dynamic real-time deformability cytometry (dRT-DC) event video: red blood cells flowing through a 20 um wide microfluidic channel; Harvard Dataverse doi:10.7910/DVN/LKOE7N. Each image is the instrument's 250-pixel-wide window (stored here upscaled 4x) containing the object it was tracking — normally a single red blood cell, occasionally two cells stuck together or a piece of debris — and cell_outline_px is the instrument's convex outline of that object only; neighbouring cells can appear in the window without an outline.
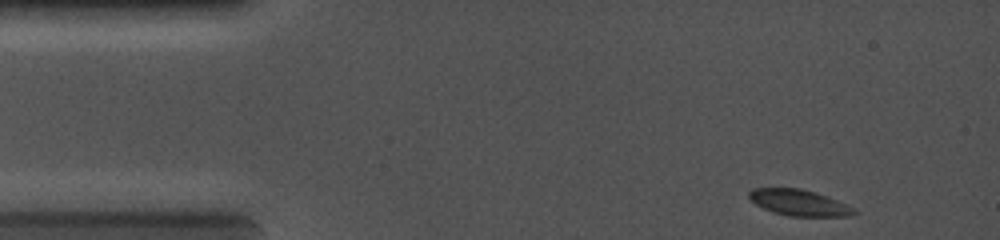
{"species": "common noctule bat (a hibernating species)", "species_latin": "Nyctalus noctula", "temperature_condition": "cold", "stored_images_in_passage": 7, "camera_frame_rate_fps": 5000, "um_per_image_px": 0.085, "animal": {"sex": "female", "body_mass_g": 19.0, "forearm_length_mm": 56.7}, "frame": {"image": 1, "passage_image": 1, "time_ms": 0.0, "image_size_px": [1000, 240], "cell_outline_px": [[860, 212], [848, 216], [788, 216], [772, 212], [756, 204], [748, 196], [748, 192], [752, 188], [800, 188], [816, 192], [828, 196]], "centroid_in_image_um": [67.9, 17.22], "position_along_channel_um": 17.1, "area_um2": 15.9}}
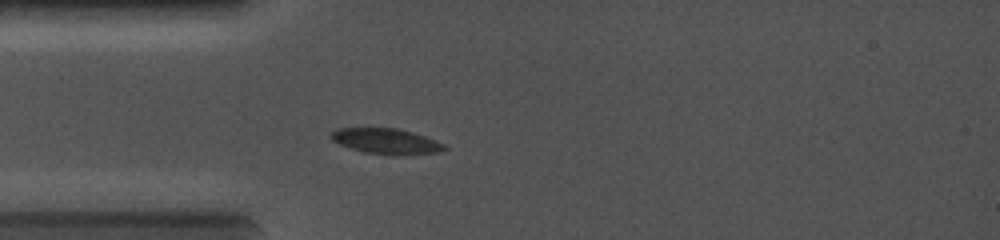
{"frame": {"image": 2, "passage_image": 5, "time_ms": 2.4, "image_size_px": [1000, 240], "cell_outline_px": [[448, 148], [440, 152], [396, 156], [364, 152], [340, 144], [332, 140], [328, 136], [336, 128], [396, 128], [412, 132], [436, 140], [444, 144]], "centroid_in_image_um": [32.84, 12.01], "position_along_channel_um": 52.2, "area_um2": 16.94}}